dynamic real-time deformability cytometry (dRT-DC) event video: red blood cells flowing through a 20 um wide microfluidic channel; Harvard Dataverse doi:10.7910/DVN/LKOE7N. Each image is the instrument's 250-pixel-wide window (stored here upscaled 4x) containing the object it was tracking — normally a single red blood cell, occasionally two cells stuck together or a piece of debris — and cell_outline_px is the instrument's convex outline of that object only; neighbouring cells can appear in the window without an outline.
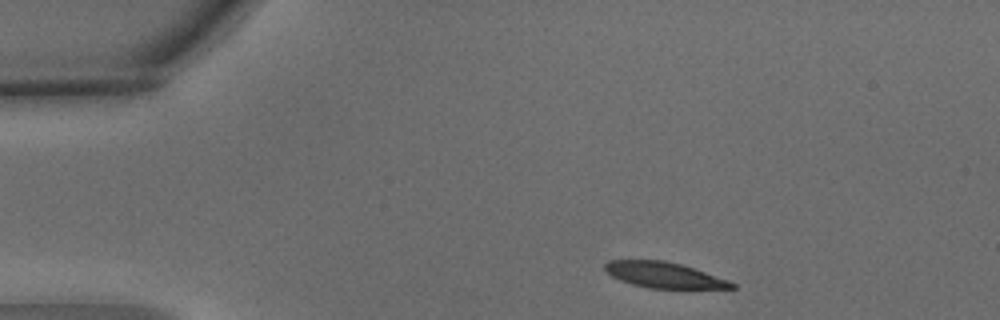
{"species": "common noctule bat (a hibernating species)", "species_latin": "Nyctalus noctula", "temperature_condition": "warm", "stored_images_in_passage": 3, "camera_frame_rate_fps": 3000, "um_per_image_px": 0.085, "animal": {"sex": "male", "body_mass_g": 15.6}, "frame": {"image": 1, "passage_image": 1, "time_ms": 0.0, "image_size_px": [1000, 320], "cell_outline_px": [[736, 288], [648, 288], [632, 284], [620, 280], [612, 276], [604, 268], [604, 264], [608, 260], [664, 260], [680, 264], [728, 280], [736, 284]], "centroid_in_image_um": [56.4, 23.37], "position_along_channel_um": 28.6, "area_um2": 18.73}}